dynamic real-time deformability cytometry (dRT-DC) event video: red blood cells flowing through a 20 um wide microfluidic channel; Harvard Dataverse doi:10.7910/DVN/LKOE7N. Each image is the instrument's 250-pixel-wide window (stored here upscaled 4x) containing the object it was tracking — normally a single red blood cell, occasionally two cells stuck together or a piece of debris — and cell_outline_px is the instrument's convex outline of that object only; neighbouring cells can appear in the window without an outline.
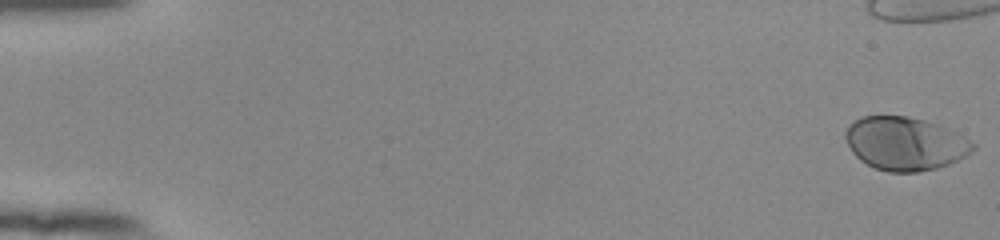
{"species": "human", "species_latin": "Homo sapiens", "temperature_condition": "room temperature", "stored_images_in_passage": 44, "camera_frame_rate_fps": 3000, "um_per_image_px": 0.085, "donor": {"sex": "female"}, "frame": {"image": 1, "passage_image": 1, "time_ms": 0.0, "image_size_px": [1000, 240], "cell_outline_px": [[976, 148], [972, 152], [948, 164], [936, 168], [916, 172], [888, 172], [876, 168], [860, 160], [852, 152], [844, 136], [844, 132], [848, 124], [864, 116], [908, 116], [924, 120], [948, 128], [976, 144]], "centroid_in_image_um": [76.91, 12.2], "position_along_channel_um": 8.1, "area_um2": 39.42}}